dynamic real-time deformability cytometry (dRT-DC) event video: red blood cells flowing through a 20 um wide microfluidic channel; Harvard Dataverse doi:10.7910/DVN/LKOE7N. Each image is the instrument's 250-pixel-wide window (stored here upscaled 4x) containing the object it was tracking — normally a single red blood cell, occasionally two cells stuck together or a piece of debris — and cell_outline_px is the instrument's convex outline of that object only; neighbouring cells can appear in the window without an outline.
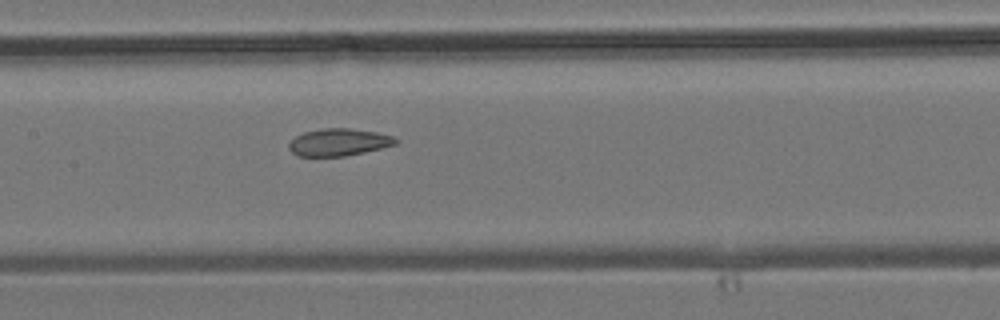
{"species": "common noctule bat (a hibernating species)", "species_latin": "Nyctalus noctula", "temperature_condition": "room temperature", "stored_images_in_passage": 6, "camera_frame_rate_fps": 3000, "um_per_image_px": 0.085, "animal": {"sex": "male", "body_mass_g": 19.2, "forearm_length_mm": 51.8}, "frame": {"image": 1, "passage_image": 6, "time_ms": 5.667, "image_size_px": [1000, 320], "cell_outline_px": [[400, 140], [396, 144], [364, 152], [344, 156], [296, 156], [288, 148], [288, 144], [296, 136], [304, 132], [324, 128], [348, 128], [376, 132], [392, 136]], "centroid_in_image_um": [28.78, 12.09], "position_along_channel_um": 178.6, "area_um2": 16.88}}